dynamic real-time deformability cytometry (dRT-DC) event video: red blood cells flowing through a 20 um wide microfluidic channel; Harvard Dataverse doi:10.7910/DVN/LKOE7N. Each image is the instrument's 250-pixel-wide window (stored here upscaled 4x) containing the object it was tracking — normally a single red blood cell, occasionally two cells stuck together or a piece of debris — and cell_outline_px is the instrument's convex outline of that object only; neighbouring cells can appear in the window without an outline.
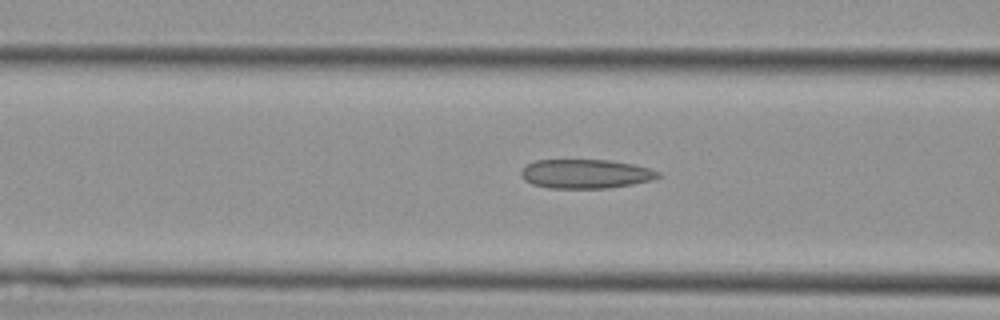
{"species": "Egyptian fruit bat (a non-hibernating species)", "species_latin": "Rousettus aegyptiacus", "temperature_condition": "cold", "stored_images_in_passage": 13, "camera_frame_rate_fps": 3000, "um_per_image_px": 0.085, "animal": {"sex": "female"}, "frame": {"image": 1, "passage_image": 11, "time_ms": 3.333, "image_size_px": [1000, 320], "cell_outline_px": [[660, 176], [652, 180], [632, 184], [608, 188], [548, 188], [532, 184], [524, 180], [520, 176], [520, 172], [528, 164], [536, 160], [608, 160], [632, 164], [648, 168], [660, 172]], "centroid_in_image_um": [49.75, 14.78], "position_along_channel_um": 116.8, "area_um2": 23.18}}